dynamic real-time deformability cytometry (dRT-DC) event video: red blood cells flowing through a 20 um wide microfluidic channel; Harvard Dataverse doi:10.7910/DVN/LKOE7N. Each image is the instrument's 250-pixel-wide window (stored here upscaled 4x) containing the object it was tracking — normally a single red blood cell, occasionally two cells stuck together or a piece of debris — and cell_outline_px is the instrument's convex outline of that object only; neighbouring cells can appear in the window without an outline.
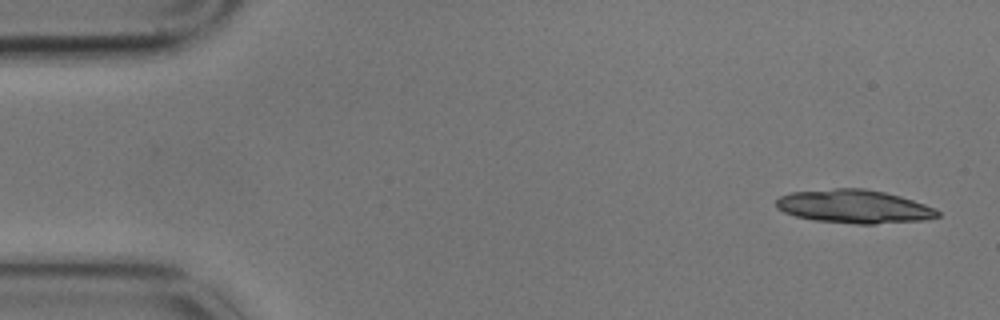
{"species": "common noctule bat (a hibernating species)", "species_latin": "Nyctalus noctula", "temperature_condition": "cold", "stored_images_in_passage": 12, "camera_frame_rate_fps": 3000, "um_per_image_px": 0.085, "animal": {"sex": "male", "body_mass_g": 17.9}, "frame": {"image": 1, "passage_image": 1, "time_ms": 0.0, "image_size_px": [1000, 320], "cell_outline_px": [[940, 216], [924, 220], [876, 224], [856, 224], [812, 220], [796, 216], [784, 212], [776, 208], [776, 200], [780, 196], [792, 192], [836, 188], [864, 188], [884, 192], [900, 196], [936, 208], [940, 212]], "centroid_in_image_um": [72.6, 17.56], "position_along_channel_um": 12.4, "area_um2": 31.56}}
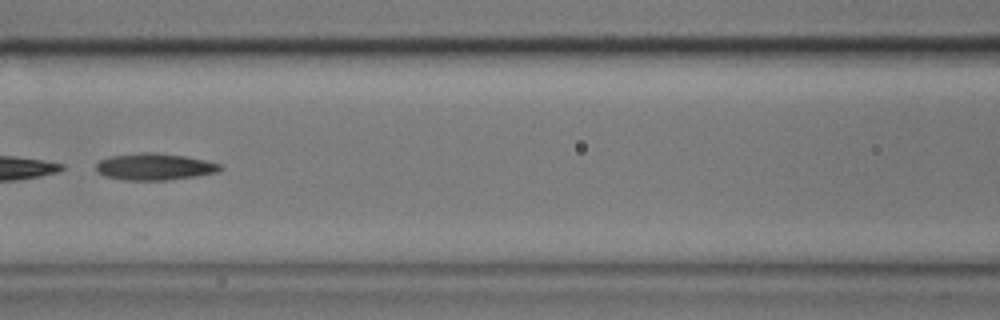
{"frame": {"image": 2, "passage_image": 6, "time_ms": 1.667, "image_size_px": [1000, 320], "cell_outline_px": [[224, 168], [216, 172], [196, 176], [164, 180], [124, 180], [104, 176], [96, 172], [96, 164], [100, 160], [112, 156], [140, 152], [156, 152], [184, 156], [204, 160], [220, 164]], "centroid_in_image_um": [13.11, 14.17], "position_along_channel_um": 153.5, "area_um2": 19.31}}
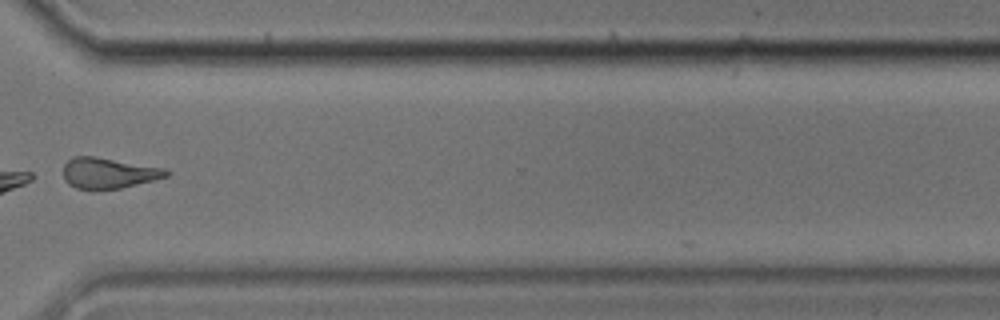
{"frame": {"image": 3, "passage_image": 11, "time_ms": 3.333, "image_size_px": [1000, 320], "cell_outline_px": [[172, 172], [168, 176], [120, 188], [96, 192], [92, 192], [76, 188], [68, 184], [64, 180], [64, 164], [72, 156], [92, 156], [164, 168]], "centroid_in_image_um": [9.17, 14.74], "position_along_channel_um": 361.4, "area_um2": 18.73}}